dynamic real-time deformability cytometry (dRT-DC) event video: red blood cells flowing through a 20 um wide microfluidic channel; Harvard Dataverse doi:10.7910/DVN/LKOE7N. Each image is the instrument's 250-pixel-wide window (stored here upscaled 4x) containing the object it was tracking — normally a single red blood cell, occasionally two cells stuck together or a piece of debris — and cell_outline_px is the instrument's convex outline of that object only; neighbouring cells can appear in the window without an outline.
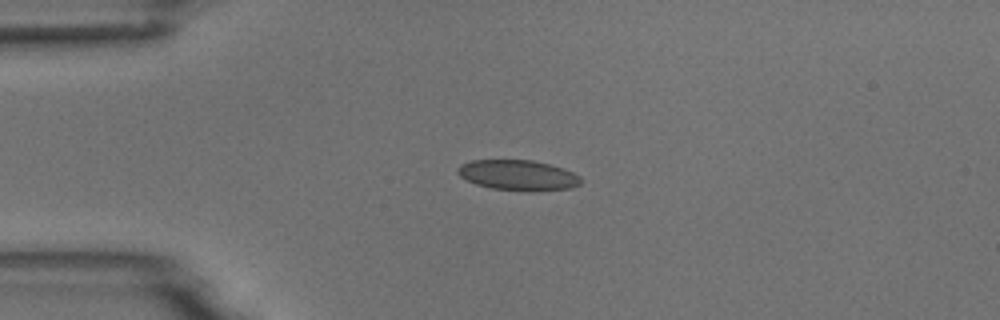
{"species": "common noctule bat (a hibernating species)", "species_latin": "Nyctalus noctula", "temperature_condition": "room temperature", "stored_images_in_passage": 5, "camera_frame_rate_fps": 3000, "um_per_image_px": 0.085, "animal": {"sex": "male", "body_mass_g": 18.8}, "frame": {"image": 1, "passage_image": 4, "time_ms": 3.667, "image_size_px": [1000, 320], "cell_outline_px": [[580, 184], [572, 188], [536, 192], [528, 192], [492, 188], [476, 184], [460, 176], [456, 172], [456, 168], [460, 164], [472, 160], [532, 160], [564, 168], [580, 176]], "centroid_in_image_um": [44.04, 14.9], "position_along_channel_um": 41.0, "area_um2": 22.02}}